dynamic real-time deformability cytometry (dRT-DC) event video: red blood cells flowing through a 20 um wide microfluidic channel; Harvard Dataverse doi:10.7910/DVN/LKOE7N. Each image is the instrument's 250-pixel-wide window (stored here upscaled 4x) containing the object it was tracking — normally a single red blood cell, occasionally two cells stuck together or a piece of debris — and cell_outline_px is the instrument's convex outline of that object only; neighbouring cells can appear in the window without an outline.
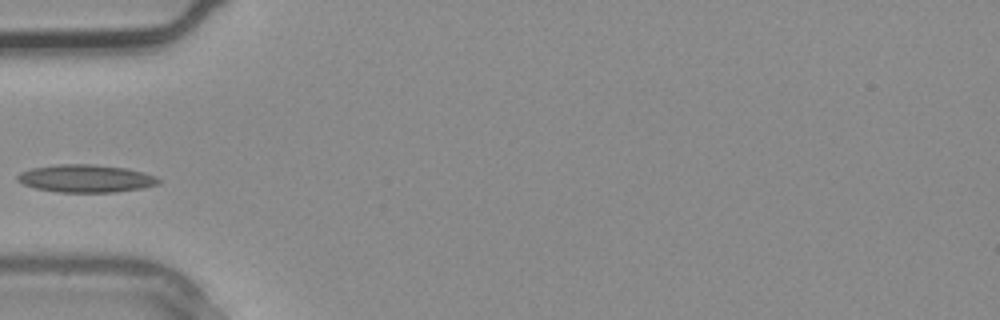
{"species": "common noctule bat (a hibernating species)", "species_latin": "Nyctalus noctula", "temperature_condition": "warm", "stored_images_in_passage": 1, "camera_frame_rate_fps": 3000, "um_per_image_px": 0.085, "animal": {"sex": "male", "body_mass_g": 20.4}, "frame": {"image": 1, "passage_image": 1, "time_ms": 0.0, "image_size_px": [1000, 320], "cell_outline_px": [[160, 184], [140, 188], [112, 192], [60, 192], [36, 188], [24, 184], [16, 180], [16, 176], [20, 172], [32, 168], [56, 164], [92, 164], [128, 168], [144, 172], [156, 176], [160, 180]], "centroid_in_image_um": [7.3, 15.16], "position_along_channel_um": 77.7, "area_um2": 22.77}}